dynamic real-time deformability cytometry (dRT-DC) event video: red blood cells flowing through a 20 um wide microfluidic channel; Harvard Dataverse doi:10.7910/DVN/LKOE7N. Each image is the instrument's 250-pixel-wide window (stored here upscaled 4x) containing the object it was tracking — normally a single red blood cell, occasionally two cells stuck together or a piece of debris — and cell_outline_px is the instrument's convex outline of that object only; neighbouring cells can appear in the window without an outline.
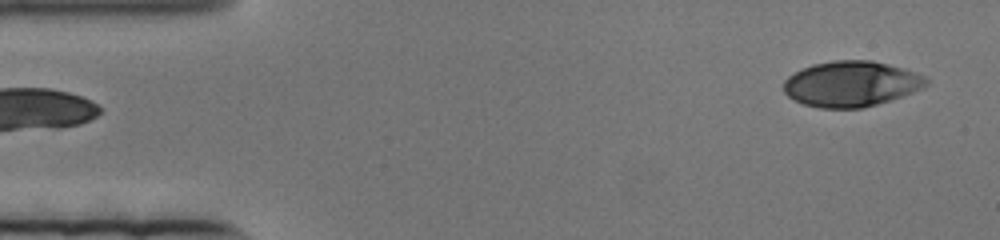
{"species": "human", "species_latin": "Homo sapiens", "temperature_condition": "cold", "stored_images_in_passage": 81, "camera_frame_rate_fps": 3000, "um_per_image_px": 0.085, "donor": {"sex": "female"}, "frame": {"image": 1, "passage_image": 1, "time_ms": 0.0, "image_size_px": [1000, 240], "cell_outline_px": [[928, 84], [924, 88], [864, 108], [820, 108], [804, 104], [788, 96], [784, 92], [784, 80], [788, 76], [812, 64], [832, 60], [872, 60], [888, 64], [928, 76]], "centroid_in_image_um": [72.36, 7.12], "position_along_channel_um": 12.6, "area_um2": 37.74}}
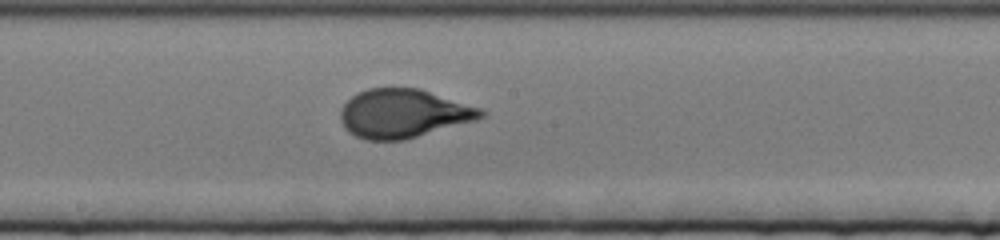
{"frame": {"image": 2, "passage_image": 40, "time_ms": 13.0, "image_size_px": [1000, 240], "cell_outline_px": [[488, 112], [484, 116], [476, 120], [404, 140], [364, 140], [348, 132], [344, 128], [340, 120], [340, 108], [352, 96], [368, 88], [420, 88], [480, 108]], "centroid_in_image_um": [34.27, 9.65], "position_along_channel_um": 213.9, "area_um2": 39.88}}
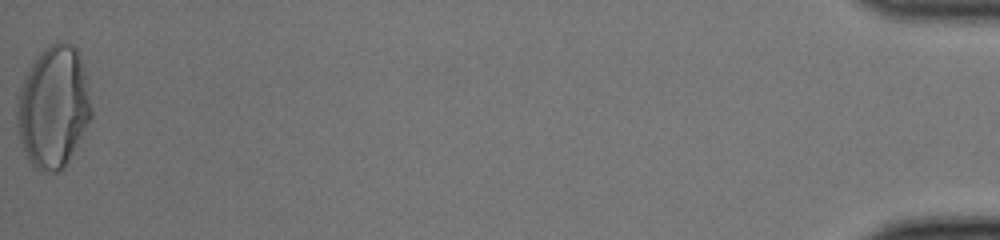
{"frame": {"image": 3, "passage_image": 81, "time_ms": 26.667, "image_size_px": [1000, 240], "cell_outline_px": [[92, 116], [64, 168], [60, 172], [40, 172], [28, 160], [20, 140], [16, 124], [16, 96], [36, 56], [44, 48], [60, 40], [64, 40], [72, 44], [76, 48], [84, 72], [92, 108]], "centroid_in_image_um": [4.51, 9.11], "position_along_channel_um": 430.7, "area_um2": 52.71}}